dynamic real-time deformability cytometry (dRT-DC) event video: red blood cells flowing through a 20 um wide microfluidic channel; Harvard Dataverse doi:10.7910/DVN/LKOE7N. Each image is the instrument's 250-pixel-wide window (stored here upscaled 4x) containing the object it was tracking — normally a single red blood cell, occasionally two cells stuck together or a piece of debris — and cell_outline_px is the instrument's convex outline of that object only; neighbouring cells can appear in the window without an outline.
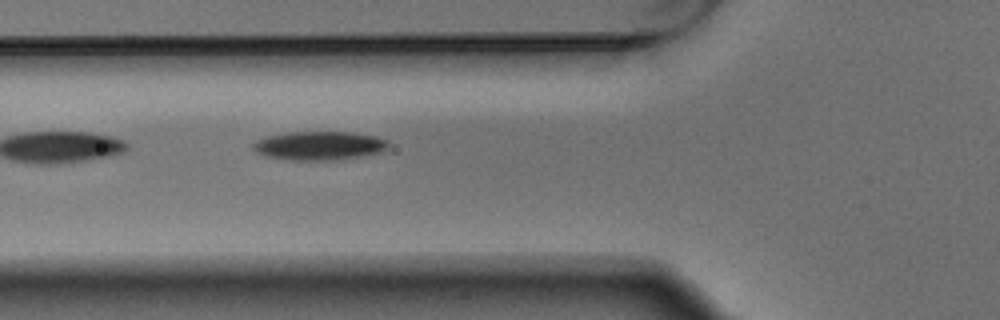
{"species": "Egyptian fruit bat (a non-hibernating species)", "species_latin": "Rousettus aegyptiacus", "temperature_condition": "warm", "stored_images_in_passage": 5, "segment_of_instrument_passage": [1, 2], "camera_frame_rate_fps": 3000, "um_per_image_px": 0.085, "animal": {"sex": "male"}, "frame": {"image": 1, "passage_image": 4, "time_ms": 1.0, "image_size_px": [1000, 320], "cell_outline_px": [[388, 148], [380, 152], [360, 156], [336, 160], [292, 160], [268, 156], [256, 152], [252, 148], [252, 144], [256, 140], [268, 136], [288, 132], [352, 132], [376, 136], [388, 140]], "centroid_in_image_um": [27.15, 12.37], "position_along_channel_um": 98.7, "area_um2": 22.6}}